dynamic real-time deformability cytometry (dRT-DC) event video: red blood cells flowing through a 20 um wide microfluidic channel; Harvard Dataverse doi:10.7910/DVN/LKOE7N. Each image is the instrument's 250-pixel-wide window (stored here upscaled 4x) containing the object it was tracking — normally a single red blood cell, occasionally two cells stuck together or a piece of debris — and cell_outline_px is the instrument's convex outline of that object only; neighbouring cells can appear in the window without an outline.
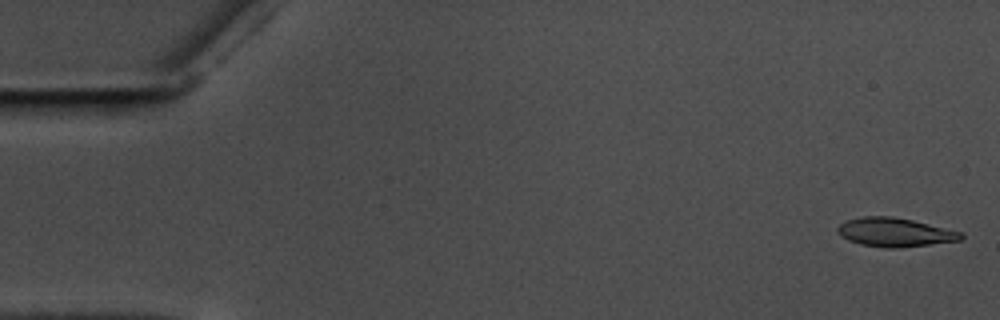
{"species": "common noctule bat (a hibernating species)", "species_latin": "Nyctalus noctula", "temperature_condition": "warm", "stored_images_in_passage": 58, "camera_frame_rate_fps": 3000, "um_per_image_px": 0.085, "animal": {"sex": "male", "body_mass_g": 17.5, "forearm_length_mm": 52.3}, "frame": {"image": 1, "passage_image": 2, "time_ms": 0.333, "image_size_px": [1000, 320], "cell_outline_px": [[964, 236], [960, 240], [896, 248], [884, 248], [860, 244], [848, 240], [840, 236], [836, 232], [836, 228], [840, 224], [848, 220], [864, 216], [892, 216], [912, 220], [964, 232]], "centroid_in_image_um": [76.04, 19.74], "position_along_channel_um": 9.0, "area_um2": 20.69}}
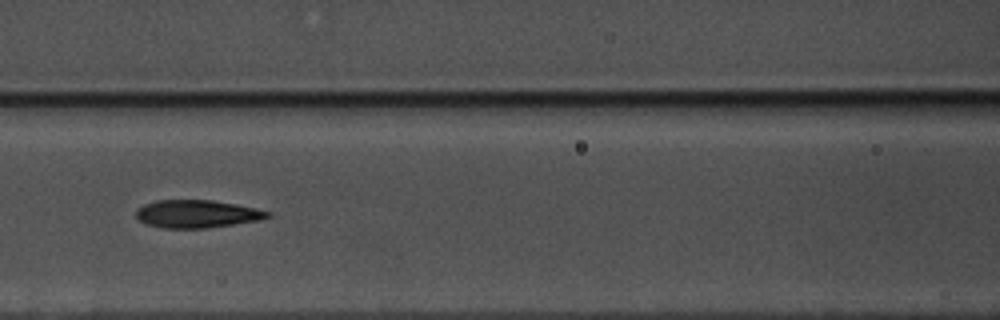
{"frame": {"image": 2, "passage_image": 26, "time_ms": 8.333, "image_size_px": [1000, 320], "cell_outline_px": [[272, 216], [260, 220], [208, 228], [160, 228], [148, 224], [140, 220], [136, 216], [136, 208], [144, 204], [156, 200], [212, 200], [236, 204], [256, 208], [272, 212]], "centroid_in_image_um": [16.76, 18.18], "position_along_channel_um": 149.8, "area_um2": 21.44}}
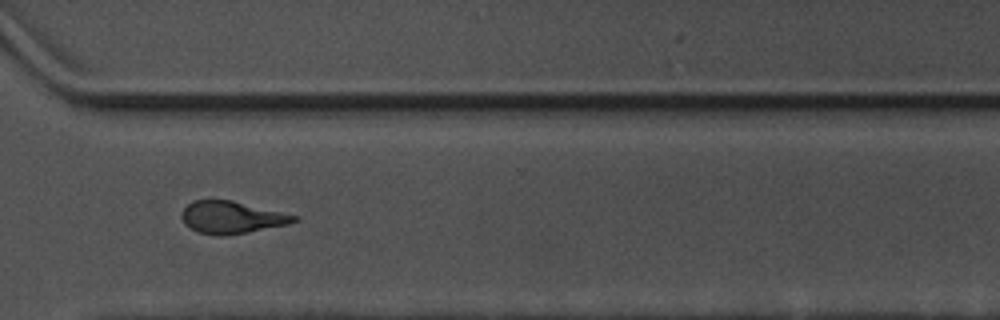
{"frame": {"image": 3, "passage_image": 43, "time_ms": 14.0, "image_size_px": [1000, 320], "cell_outline_px": [[300, 220], [288, 224], [228, 236], [220, 236], [196, 232], [188, 228], [184, 224], [180, 216], [184, 208], [192, 200], [232, 200], [300, 216]], "centroid_in_image_um": [19.68, 18.48], "position_along_channel_um": 350.9, "area_um2": 21.44}, "authors_computed_cell_mechanics": {"area_um2": 21.4438, "velocity_mm_per_s": 3.5508, "shape_relaxation_time_tau1_ms": 5.9579, "shape_relaxation_time_tau2_ms": 2.7423, "deformation_change_tau1": 0.1804, "deformation_change_tau2": 0.1151}}